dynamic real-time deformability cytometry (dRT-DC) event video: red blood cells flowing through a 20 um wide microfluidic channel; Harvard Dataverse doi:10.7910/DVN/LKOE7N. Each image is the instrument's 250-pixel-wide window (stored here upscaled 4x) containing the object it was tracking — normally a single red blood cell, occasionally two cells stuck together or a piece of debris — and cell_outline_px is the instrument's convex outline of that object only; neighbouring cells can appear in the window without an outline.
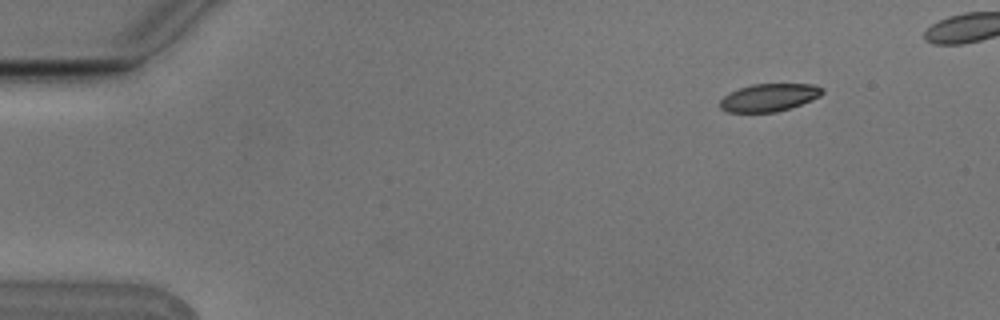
{"species": "Egyptian fruit bat (a non-hibernating species)", "species_latin": "Rousettus aegyptiacus", "temperature_condition": "cold", "stored_images_in_passage": 2, "camera_frame_rate_fps": 3000, "um_per_image_px": 0.085, "animal": {"sex": "male"}, "frame": {"image": 1, "passage_image": 2, "time_ms": 0.333, "image_size_px": [1000, 320], "cell_outline_px": [[824, 92], [820, 96], [812, 100], [776, 112], [728, 112], [720, 108], [720, 100], [728, 92], [752, 84], [816, 84], [824, 88]], "centroid_in_image_um": [65.38, 8.28], "position_along_channel_um": 19.6, "area_um2": 16.53}}